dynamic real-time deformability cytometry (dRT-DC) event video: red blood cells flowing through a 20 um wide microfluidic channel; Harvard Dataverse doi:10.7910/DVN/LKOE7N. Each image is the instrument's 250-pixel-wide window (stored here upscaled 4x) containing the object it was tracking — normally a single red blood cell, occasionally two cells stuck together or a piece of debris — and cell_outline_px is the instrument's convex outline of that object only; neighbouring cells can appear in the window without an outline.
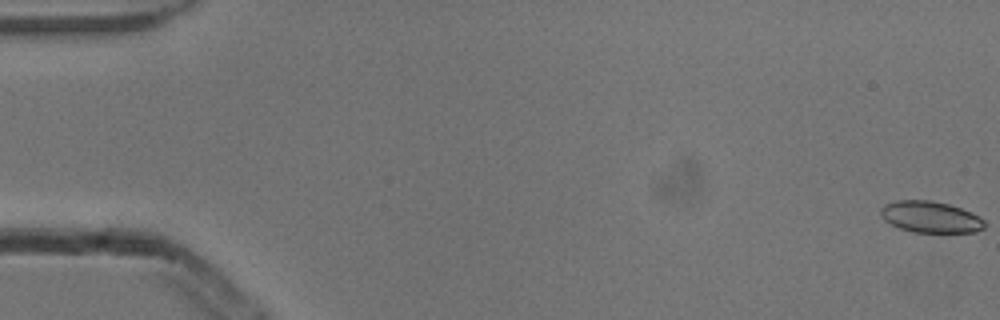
{"species": "common noctule bat (a hibernating species)", "species_latin": "Nyctalus noctula", "temperature_condition": "cold", "stored_images_in_passage": 6, "camera_frame_rate_fps": 3000, "um_per_image_px": 0.085, "animal": {"sex": "male", "body_mass_g": 13.3}, "frame": {"image": 1, "passage_image": 1, "time_ms": 0.0, "image_size_px": [1000, 320], "cell_outline_px": [[984, 228], [976, 232], [912, 232], [900, 228], [884, 220], [880, 212], [880, 208], [884, 204], [896, 200], [928, 200], [948, 204], [960, 208], [980, 216], [984, 220]], "centroid_in_image_um": [79.08, 18.44], "position_along_channel_um": 5.9, "area_um2": 18.96}}
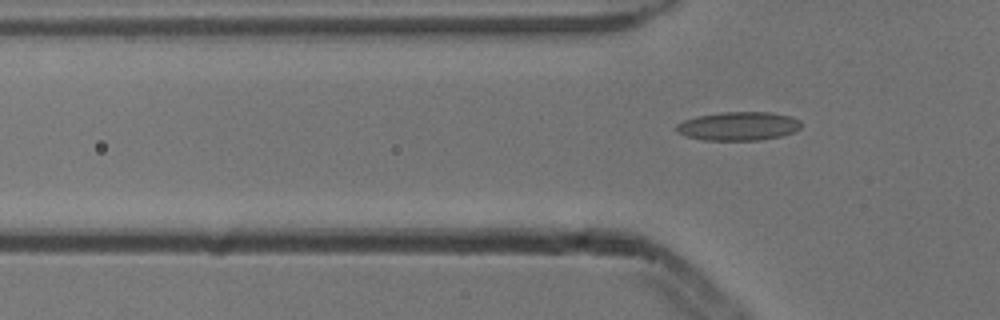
{"frame": {"image": 2, "passage_image": 6, "time_ms": 1.667, "image_size_px": [1000, 320], "cell_outline_px": [[804, 124], [796, 132], [780, 136], [760, 140], [704, 140], [688, 136], [676, 132], [676, 124], [684, 120], [696, 116], [720, 112], [772, 112], [792, 116], [800, 120]], "centroid_in_image_um": [62.81, 10.71], "position_along_channel_um": 63.0, "area_um2": 21.1}}